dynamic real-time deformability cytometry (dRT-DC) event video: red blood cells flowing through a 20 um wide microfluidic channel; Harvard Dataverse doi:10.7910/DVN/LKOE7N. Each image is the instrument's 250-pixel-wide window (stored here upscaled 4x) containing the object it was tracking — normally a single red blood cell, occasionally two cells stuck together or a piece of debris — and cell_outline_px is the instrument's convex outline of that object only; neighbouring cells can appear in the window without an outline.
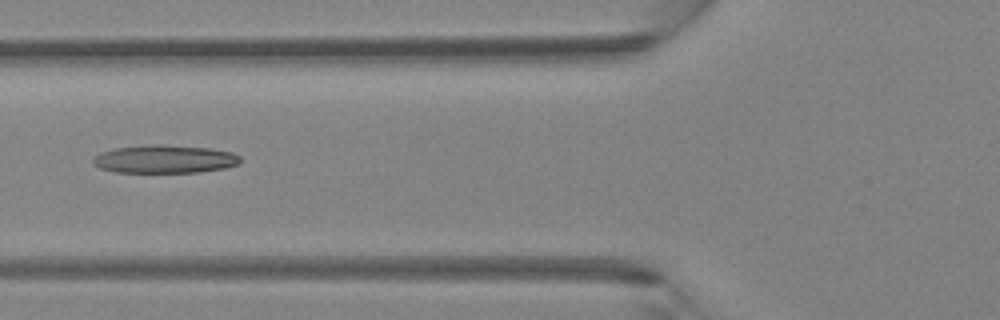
{"species": "Egyptian fruit bat (a non-hibernating species)", "species_latin": "Rousettus aegyptiacus", "temperature_condition": "room temperature", "stored_images_in_passage": 5, "camera_frame_rate_fps": 3000, "um_per_image_px": 0.085, "animal": {"sex": "female"}, "frame": {"image": 1, "passage_image": 5, "time_ms": 1.333, "image_size_px": [1000, 320], "cell_outline_px": [[240, 164], [224, 168], [200, 172], [116, 172], [100, 168], [92, 164], [92, 160], [100, 152], [112, 148], [156, 144], [160, 144], [208, 148], [232, 152], [240, 156]], "centroid_in_image_um": [13.98, 13.52], "position_along_channel_um": 111.8, "area_um2": 24.16}}